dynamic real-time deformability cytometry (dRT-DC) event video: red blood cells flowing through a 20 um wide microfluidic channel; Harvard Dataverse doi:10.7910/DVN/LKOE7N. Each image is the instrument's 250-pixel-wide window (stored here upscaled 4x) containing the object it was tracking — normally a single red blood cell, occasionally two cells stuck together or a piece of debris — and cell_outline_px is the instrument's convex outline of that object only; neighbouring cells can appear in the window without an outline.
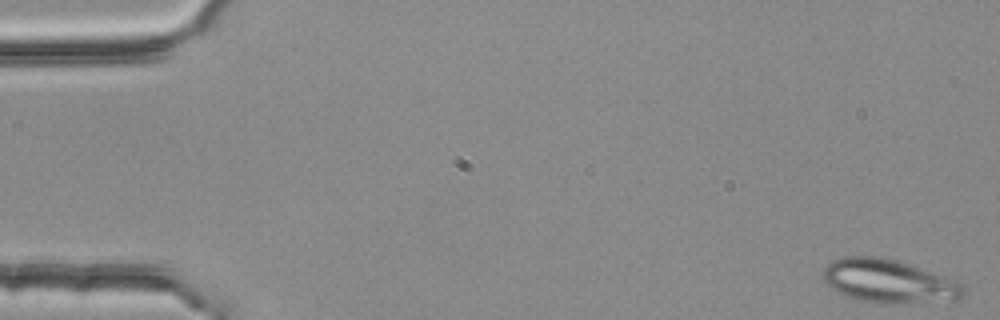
{"species": "common noctule bat (a hibernating species)", "species_latin": "Nyctalus noctula", "temperature_condition": "room temperature", "stored_images_in_passage": 4, "camera_frame_rate_fps": 3000, "um_per_image_px": 0.085, "animal": {"sex": "female", "body_mass_g": 25.1}, "frame": {"image": 1, "passage_image": 1, "time_ms": 0.0, "image_size_px": [1000, 320], "cell_outline_px": [[964, 296], [960, 300], [892, 304], [860, 300], [844, 296], [836, 292], [824, 280], [824, 268], [832, 260], [844, 256], [876, 256], [896, 260], [956, 280], [964, 284]], "centroid_in_image_um": [75.57, 23.91], "position_along_channel_um": 9.4, "area_um2": 35.6}}